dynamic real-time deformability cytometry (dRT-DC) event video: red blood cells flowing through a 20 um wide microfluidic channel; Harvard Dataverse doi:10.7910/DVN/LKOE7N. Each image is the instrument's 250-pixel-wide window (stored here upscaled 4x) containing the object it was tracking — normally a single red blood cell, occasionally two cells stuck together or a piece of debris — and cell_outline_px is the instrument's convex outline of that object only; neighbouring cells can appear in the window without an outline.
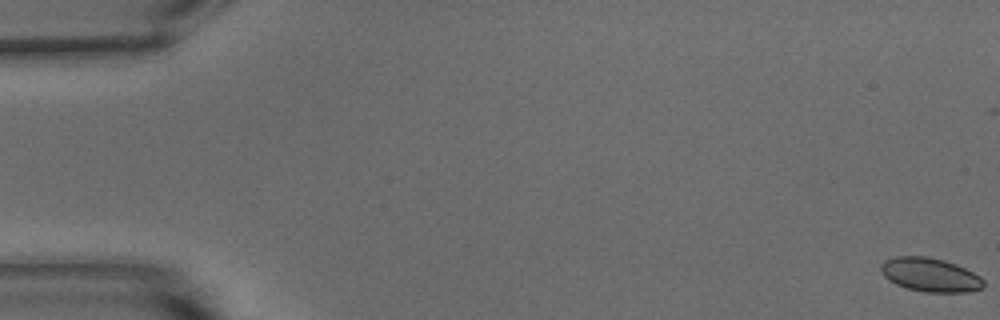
{"species": "common noctule bat (a hibernating species)", "species_latin": "Nyctalus noctula", "temperature_condition": "warm", "stored_images_in_passage": 55, "camera_frame_rate_fps": 3000, "um_per_image_px": 0.085, "animal": {"sex": "male", "body_mass_g": 15.6}, "frame": {"image": 1, "passage_image": 1, "time_ms": 0.0, "image_size_px": [1000, 320], "cell_outline_px": [[984, 284], [980, 288], [968, 292], [924, 292], [908, 288], [896, 284], [888, 280], [880, 272], [880, 264], [884, 260], [896, 256], [928, 256], [944, 260], [956, 264], [980, 276], [984, 280]], "centroid_in_image_um": [79.03, 23.35], "position_along_channel_um": 6.0, "area_um2": 20.29}}
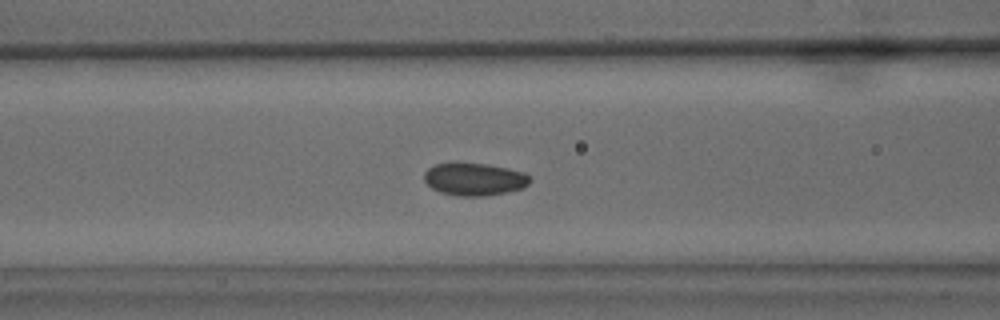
{"frame": {"image": 2, "passage_image": 23, "time_ms": 7.333, "image_size_px": [1000, 320], "cell_outline_px": [[532, 180], [524, 188], [484, 196], [460, 196], [440, 192], [432, 188], [424, 180], [424, 172], [432, 164], [456, 160], [484, 164], [508, 168], [524, 172]], "centroid_in_image_um": [40.27, 15.19], "position_along_channel_um": 126.3, "area_um2": 20.58}}
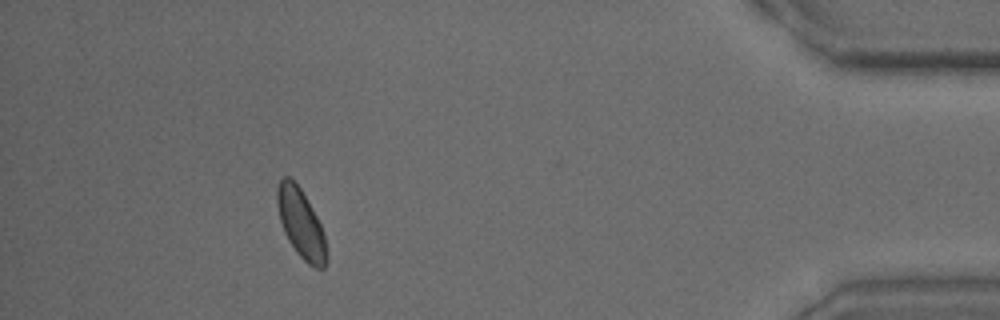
{"frame": {"image": 3, "passage_image": 50, "time_ms": 16.333, "image_size_px": [1000, 320], "cell_outline_px": [[328, 260], [324, 268], [316, 268], [308, 264], [296, 252], [288, 240], [284, 232], [280, 220], [276, 204], [276, 188], [280, 180], [284, 176], [288, 176], [300, 188], [312, 208], [320, 224], [324, 236], [328, 256]], "centroid_in_image_um": [25.57, 19.02], "position_along_channel_um": 409.6, "area_um2": 19.83}, "authors_computed_cell_mechanics": {"area_um2": 19.9988, "velocity_mm_per_s": 3.7611, "shape_relaxation_time_tau1_ms": null, "shape_relaxation_time_tau2_ms": 1.9631, "deformation_change_tau1": null, "deformation_change_tau2": 0.0498}}